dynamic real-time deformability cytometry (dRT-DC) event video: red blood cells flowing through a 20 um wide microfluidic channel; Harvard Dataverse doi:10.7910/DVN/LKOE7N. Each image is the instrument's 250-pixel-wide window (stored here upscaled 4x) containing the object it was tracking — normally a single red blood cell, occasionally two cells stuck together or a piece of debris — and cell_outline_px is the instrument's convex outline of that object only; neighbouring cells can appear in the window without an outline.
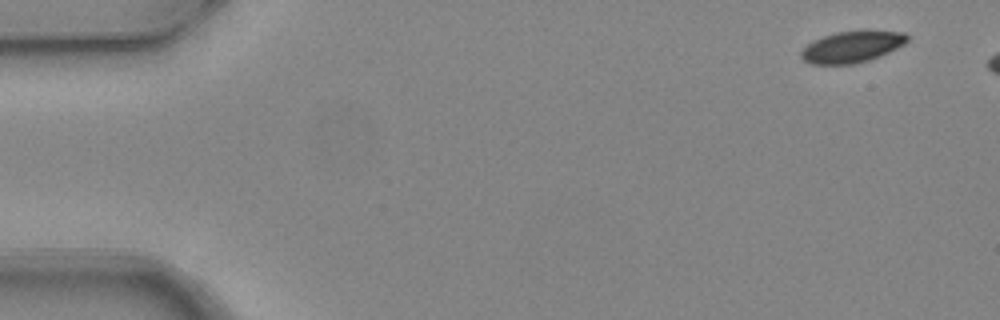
{"species": "common noctule bat (a hibernating species)", "species_latin": "Nyctalus noctula", "temperature_condition": "warm", "stored_images_in_passage": 6, "camera_frame_rate_fps": 3000, "um_per_image_px": 0.085, "animal": {"sex": "female", "body_mass_g": 24.6, "forearm_length_mm": 56.2}, "frame": {"image": 1, "passage_image": 1, "time_ms": 0.0, "image_size_px": [1000, 320], "cell_outline_px": [[908, 40], [904, 44], [880, 56], [868, 60], [852, 64], [812, 64], [804, 60], [800, 56], [800, 52], [812, 40], [836, 32], [904, 32], [908, 36]], "centroid_in_image_um": [72.37, 4.0], "position_along_channel_um": 12.6, "area_um2": 18.9}}
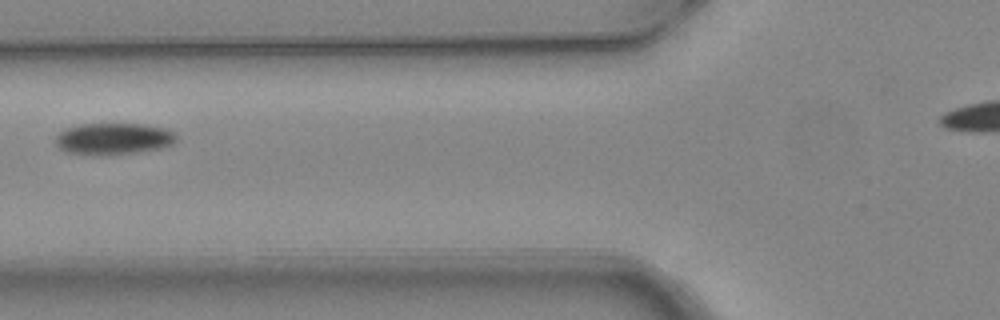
{"frame": {"image": 2, "passage_image": 6, "time_ms": 1.667, "image_size_px": [1000, 320], "cell_outline_px": [[176, 140], [172, 144], [164, 148], [140, 152], [104, 156], [92, 156], [68, 152], [60, 148], [56, 144], [56, 136], [64, 128], [80, 124], [144, 124], [164, 128], [176, 132]], "centroid_in_image_um": [9.66, 11.81], "position_along_channel_um": 116.1, "area_um2": 22.72}}